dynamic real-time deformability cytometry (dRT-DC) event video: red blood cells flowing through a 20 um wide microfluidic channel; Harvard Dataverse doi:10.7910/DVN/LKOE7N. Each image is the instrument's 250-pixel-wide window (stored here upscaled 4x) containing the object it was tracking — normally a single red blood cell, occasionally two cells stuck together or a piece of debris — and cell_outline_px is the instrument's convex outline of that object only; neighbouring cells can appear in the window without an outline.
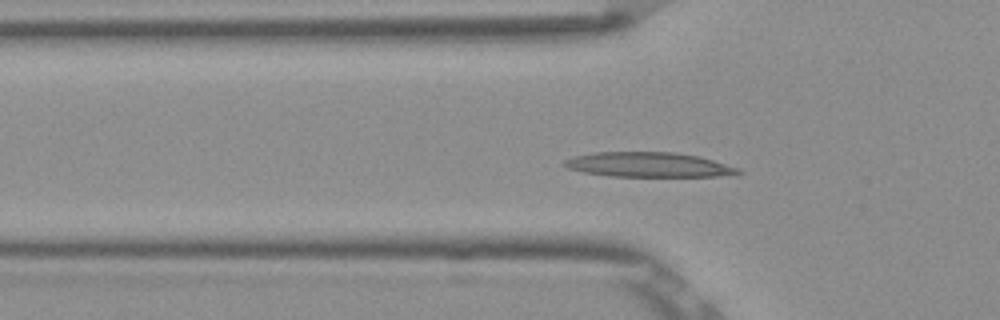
{"species": "Egyptian fruit bat (a non-hibernating species)", "species_latin": "Rousettus aegyptiacus", "temperature_condition": "room temperature", "stored_images_in_passage": 53, "camera_frame_rate_fps": 3000, "um_per_image_px": 0.085, "frame": {"image": 1, "passage_image": 17, "time_ms": 5.333, "image_size_px": [1000, 320], "cell_outline_px": [[744, 172], [716, 176], [608, 176], [584, 172], [568, 168], [560, 164], [564, 160], [572, 156], [596, 152], [676, 152], [700, 156], [740, 168]], "centroid_in_image_um": [55.09, 13.99], "position_along_channel_um": 70.7, "area_um2": 25.14}}
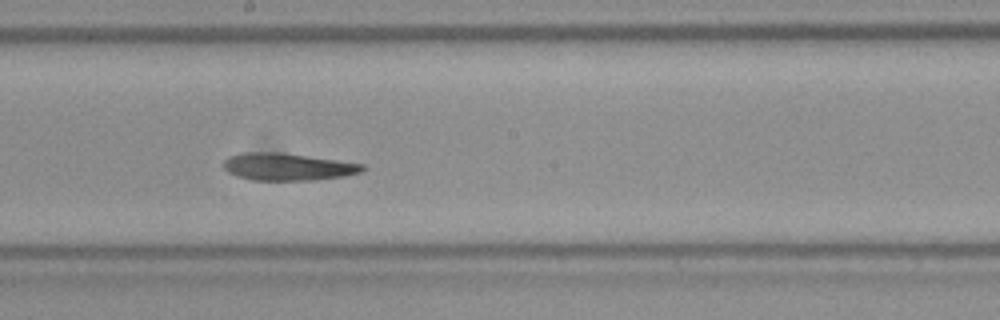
{"frame": {"image": 2, "passage_image": 29, "time_ms": 9.333, "image_size_px": [1000, 320], "cell_outline_px": [[364, 168], [360, 172], [344, 176], [316, 180], [252, 180], [236, 176], [228, 172], [224, 168], [224, 160], [228, 156], [244, 152], [280, 152], [364, 164]], "centroid_in_image_um": [24.41, 14.17], "position_along_channel_um": 223.8, "area_um2": 22.02}}
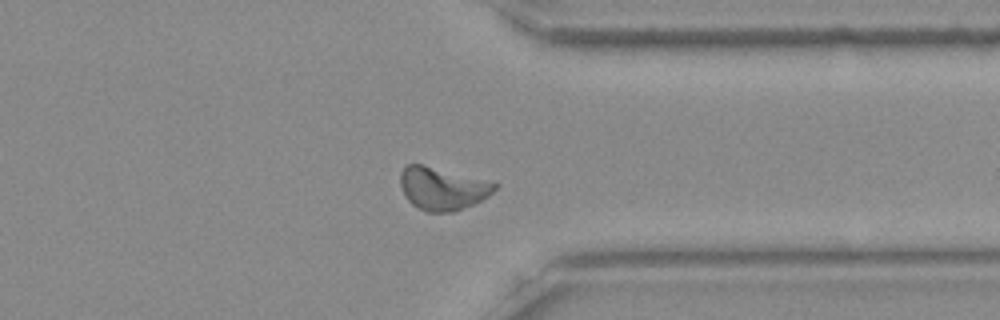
{"frame": {"image": 3, "passage_image": 41, "time_ms": 13.333, "image_size_px": [1000, 320], "cell_outline_px": [[500, 184], [488, 196], [472, 204], [452, 212], [428, 212], [412, 204], [404, 196], [400, 184], [400, 172], [404, 164], [424, 164]], "centroid_in_image_um": [37.56, 16.0], "position_along_channel_um": 373.8, "area_um2": 23.41}, "authors_computed_cell_mechanics": {"area_um2": 22.8888, "velocity_mm_per_s": 3.8169, "shape_relaxation_time_tau1_ms": 6.0192, "shape_relaxation_time_tau2_ms": 2.9212, "deformation_change_tau1": 0.1824, "deformation_change_tau2": 0.0815}}